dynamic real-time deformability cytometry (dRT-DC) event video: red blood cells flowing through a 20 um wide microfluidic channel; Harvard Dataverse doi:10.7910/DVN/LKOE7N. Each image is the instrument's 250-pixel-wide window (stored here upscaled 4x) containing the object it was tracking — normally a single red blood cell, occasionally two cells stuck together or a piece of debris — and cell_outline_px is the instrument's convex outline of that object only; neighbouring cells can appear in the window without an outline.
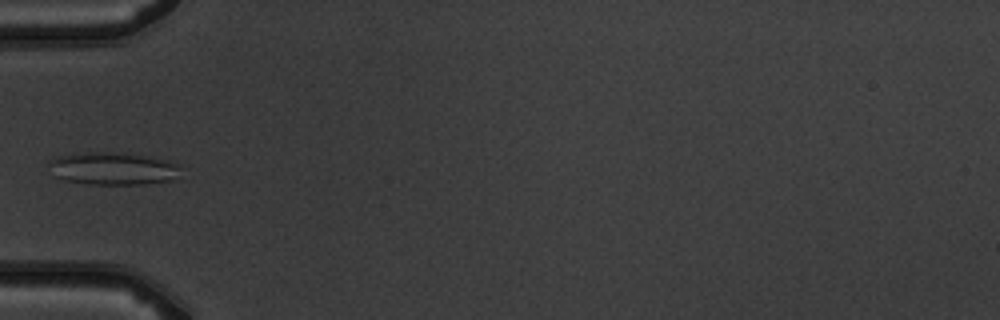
{"species": "common noctule bat (a hibernating species)", "species_latin": "Nyctalus noctula", "temperature_condition": "warm", "stored_images_in_passage": 7, "camera_frame_rate_fps": 3000, "um_per_image_px": 0.085, "animal": {"sex": "male", "body_mass_g": 19.5, "forearm_length_mm": 54.6}, "frame": {"image": 1, "passage_image": 5, "time_ms": 5.667, "image_size_px": [1000, 320], "cell_outline_px": [[180, 168], [172, 180], [144, 184], [88, 184], [64, 180], [56, 176], [48, 164], [48, 160], [56, 156], [72, 152], [92, 152], [144, 156], [168, 160], [180, 164]], "centroid_in_image_um": [9.54, 14.33], "position_along_channel_um": 75.5, "area_um2": 24.8}}
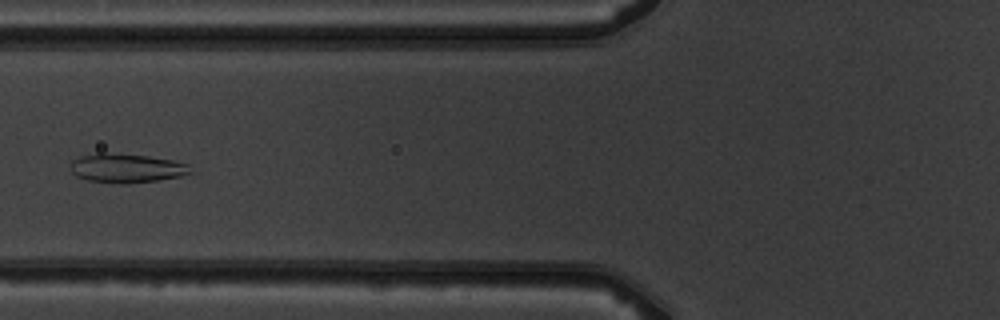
{"frame": {"image": 2, "passage_image": 6, "time_ms": 6.667, "image_size_px": [1000, 320], "cell_outline_px": [[192, 172], [180, 176], [156, 180], [128, 184], [120, 184], [88, 180], [76, 176], [72, 172], [72, 160], [80, 156], [96, 152], [104, 152], [148, 156], [172, 160], [188, 164]], "centroid_in_image_um": [10.73, 14.29], "position_along_channel_um": 115.1, "area_um2": 20.29}}